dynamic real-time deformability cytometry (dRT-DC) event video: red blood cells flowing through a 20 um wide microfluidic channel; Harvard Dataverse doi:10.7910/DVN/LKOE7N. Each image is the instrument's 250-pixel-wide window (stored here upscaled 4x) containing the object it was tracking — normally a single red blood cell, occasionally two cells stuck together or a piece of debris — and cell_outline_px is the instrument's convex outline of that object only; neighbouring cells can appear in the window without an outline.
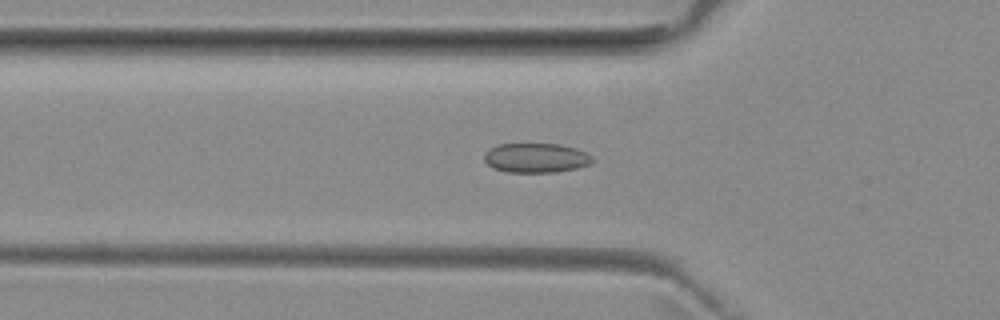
{"species": "common noctule bat (a hibernating species)", "species_latin": "Nyctalus noctula", "temperature_condition": "room temperature", "stored_images_in_passage": 40, "camera_frame_rate_fps": 3000, "um_per_image_px": 0.085, "animal": {"sex": "female", "body_mass_g": 29.2, "forearm_length_mm": 56.3}, "frame": {"image": 1, "passage_image": 13, "time_ms": 4.0, "image_size_px": [1000, 320], "cell_outline_px": [[592, 160], [588, 164], [576, 168], [556, 172], [508, 172], [492, 168], [484, 160], [484, 152], [488, 148], [500, 144], [560, 144], [576, 148], [588, 152], [592, 156]], "centroid_in_image_um": [45.53, 13.41], "position_along_channel_um": 80.3, "area_um2": 18.67}}
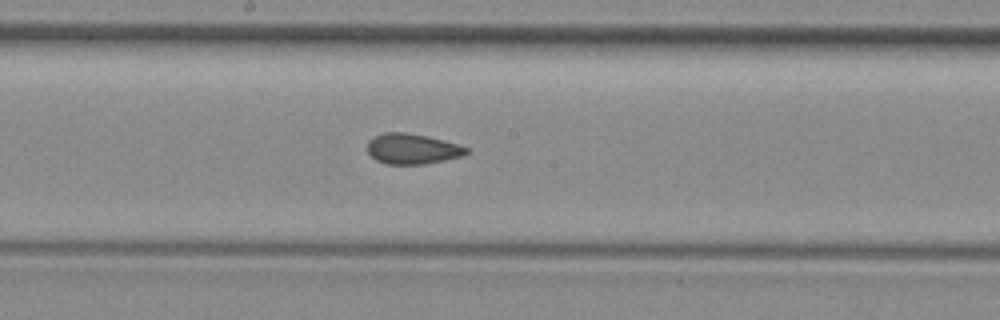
{"frame": {"image": 2, "passage_image": 23, "time_ms": 7.333, "image_size_px": [1000, 320], "cell_outline_px": [[468, 152], [464, 156], [424, 164], [388, 164], [376, 160], [368, 152], [368, 140], [384, 132], [404, 132], [444, 140], [468, 148]], "centroid_in_image_um": [35.04, 12.66], "position_along_channel_um": 213.2, "area_um2": 17.34}}
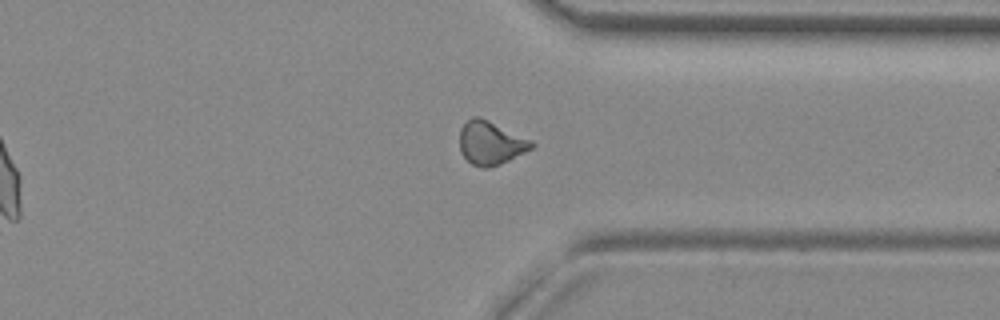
{"frame": {"image": 3, "passage_image": 35, "time_ms": 11.333, "image_size_px": [1000, 320], "cell_outline_px": [[536, 144], [532, 148], [500, 164], [488, 168], [480, 168], [472, 164], [460, 152], [460, 128], [472, 116], [480, 116], [532, 140]], "centroid_in_image_um": [41.7, 12.14], "position_along_channel_um": 369.7, "area_um2": 18.21}, "authors_computed_cell_mechanics": {"area_um2": 17.918, "velocity_mm_per_s": 3.969, "shape_relaxation_time_tau1_ms": null, "shape_relaxation_time_tau2_ms": 1.9007, "deformation_change_tau1": null, "deformation_change_tau2": 0.0653}}